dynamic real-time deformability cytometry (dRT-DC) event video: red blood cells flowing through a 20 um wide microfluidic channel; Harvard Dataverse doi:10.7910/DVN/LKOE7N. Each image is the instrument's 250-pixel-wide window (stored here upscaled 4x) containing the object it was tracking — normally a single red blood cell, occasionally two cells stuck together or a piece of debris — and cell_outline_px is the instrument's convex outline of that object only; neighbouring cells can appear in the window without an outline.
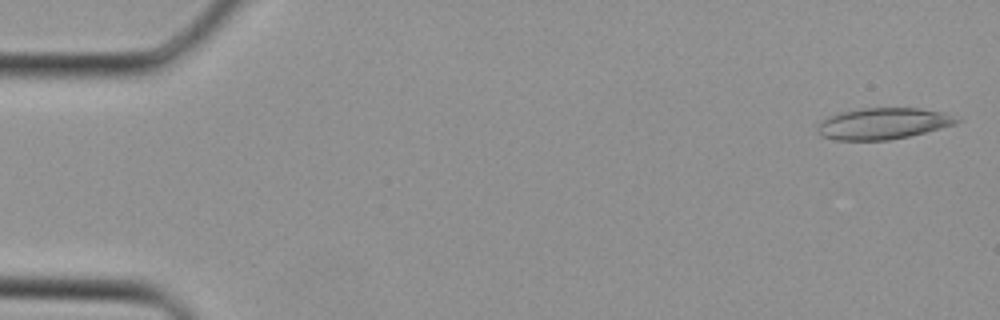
{"species": "Egyptian fruit bat (a non-hibernating species)", "species_latin": "Rousettus aegyptiacus", "temperature_condition": "cold", "stored_images_in_passage": 35, "camera_frame_rate_fps": 3000, "um_per_image_px": 0.085, "animal": {"sex": "female"}, "frame": {"image": 1, "passage_image": 1, "time_ms": 0.0, "image_size_px": [1000, 320], "cell_outline_px": [[964, 120], [956, 124], [908, 136], [888, 140], [836, 140], [820, 136], [816, 128], [828, 116], [840, 112], [860, 108], [920, 108], [944, 112]], "centroid_in_image_um": [75.07, 10.49], "position_along_channel_um": 9.9, "area_um2": 25.43}}
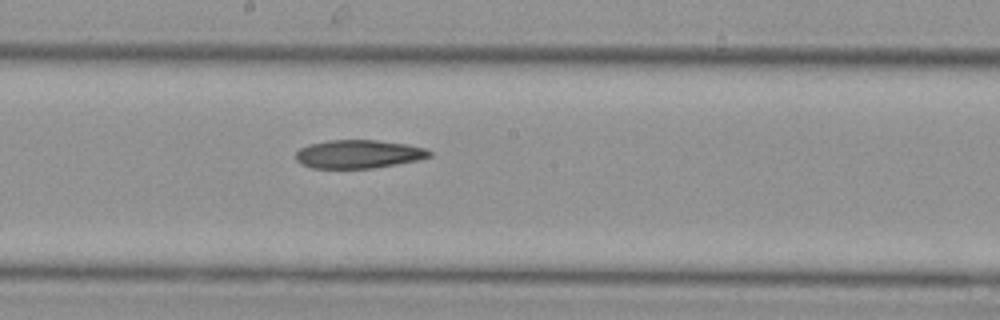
{"frame": {"image": 2, "passage_image": 19, "time_ms": 6.0, "image_size_px": [1000, 320], "cell_outline_px": [[432, 156], [420, 160], [372, 168], [312, 168], [300, 164], [296, 160], [296, 152], [300, 148], [308, 144], [328, 140], [376, 140], [408, 144], [424, 148], [432, 152]], "centroid_in_image_um": [30.47, 13.09], "position_along_channel_um": 217.7, "area_um2": 22.25}}
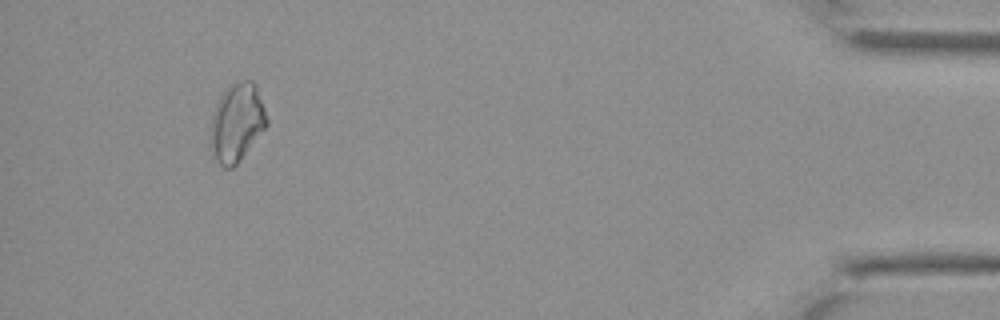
{"frame": {"image": 3, "passage_image": 33, "time_ms": 10.667, "image_size_px": [1000, 320], "cell_outline_px": [[268, 124], [236, 164], [232, 168], [224, 168], [220, 164], [212, 152], [212, 116], [216, 104], [220, 96], [228, 84], [244, 80], [252, 80], [256, 84], [268, 120]], "centroid_in_image_um": [20.15, 10.36], "position_along_channel_um": 415.1, "area_um2": 25.14}}